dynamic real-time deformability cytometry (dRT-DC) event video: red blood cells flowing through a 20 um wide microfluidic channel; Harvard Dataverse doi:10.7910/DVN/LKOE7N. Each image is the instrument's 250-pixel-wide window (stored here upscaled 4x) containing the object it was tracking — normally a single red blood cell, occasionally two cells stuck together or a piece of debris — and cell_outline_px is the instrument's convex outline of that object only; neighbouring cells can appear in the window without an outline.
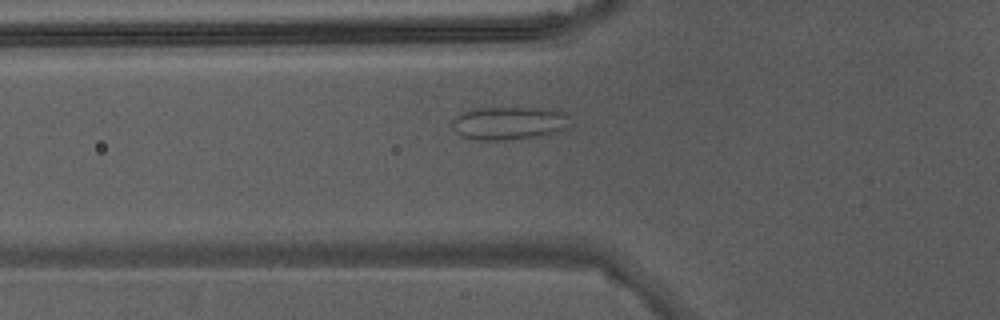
{"species": "Egyptian fruit bat (a non-hibernating species)", "species_latin": "Rousettus aegyptiacus", "temperature_condition": "warm", "stored_images_in_passage": 42, "camera_frame_rate_fps": 3000, "um_per_image_px": 0.085, "animal": {"sex": "male"}, "frame": {"image": 1, "passage_image": 13, "time_ms": 4.0, "image_size_px": [1000, 320], "cell_outline_px": [[572, 124], [568, 128], [556, 132], [540, 136], [508, 140], [480, 140], [460, 136], [452, 128], [452, 120], [460, 112], [472, 108], [548, 108], [564, 112], [568, 116]], "centroid_in_image_um": [43.27, 10.46], "position_along_channel_um": 82.5, "area_um2": 23.18}}
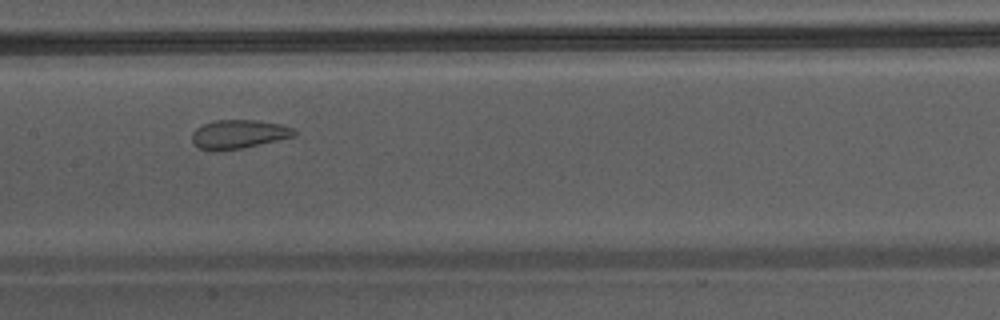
{"frame": {"image": 2, "passage_image": 20, "time_ms": 6.333, "image_size_px": [1000, 320], "cell_outline_px": [[296, 136], [240, 148], [216, 152], [200, 148], [192, 140], [192, 132], [196, 128], [204, 124], [216, 120], [256, 120], [280, 124], [292, 128], [296, 132]], "centroid_in_image_um": [20.27, 11.41], "position_along_channel_um": 187.1, "area_um2": 16.99}}
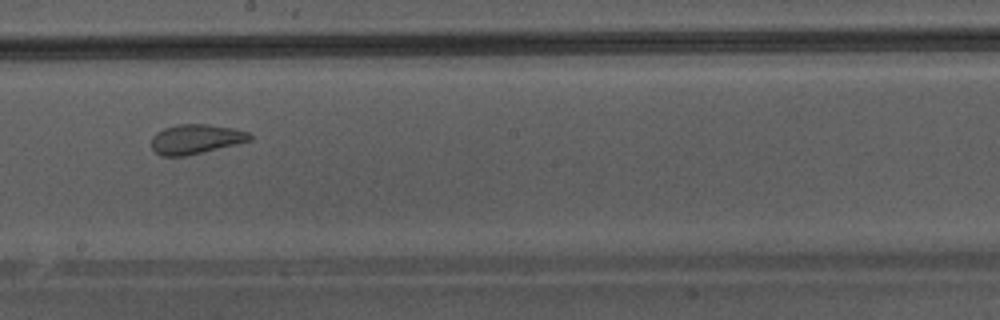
{"frame": {"image": 3, "passage_image": 23, "time_ms": 7.333, "image_size_px": [1000, 320], "cell_outline_px": [[252, 140], [236, 144], [184, 156], [160, 156], [152, 148], [152, 136], [156, 132], [164, 128], [180, 124], [208, 124], [232, 128], [248, 132], [252, 136]], "centroid_in_image_um": [16.63, 11.82], "position_along_channel_um": 231.6, "area_um2": 16.82}}